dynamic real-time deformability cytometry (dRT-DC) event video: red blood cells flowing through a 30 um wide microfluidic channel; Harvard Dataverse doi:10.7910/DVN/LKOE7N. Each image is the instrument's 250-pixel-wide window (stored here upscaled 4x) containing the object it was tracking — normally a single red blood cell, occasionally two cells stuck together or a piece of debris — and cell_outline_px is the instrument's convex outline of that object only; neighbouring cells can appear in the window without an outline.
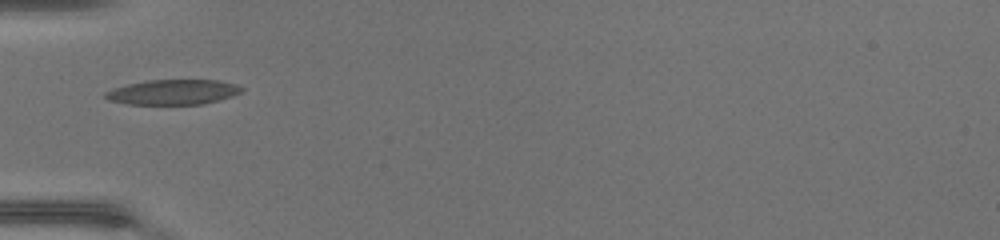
{"species": "common noctule bat (a hibernating species)", "species_latin": "Nyctalus noctula", "temperature_condition": "warm", "stored_images_in_passage": 32, "camera_frame_rate_fps": 3000, "um_per_image_px": 0.085, "animal": {"sex": "female", "body_mass_g": 17.0, "forearm_length_mm": 48.0}, "frame": {"image": 1, "passage_image": 1, "time_ms": 0.0, "image_size_px": [1000, 240], "cell_outline_px": [[244, 88], [240, 92], [232, 96], [200, 104], [128, 104], [108, 100], [104, 96], [104, 92], [112, 88], [128, 84], [148, 80], [216, 80], [236, 84]], "centroid_in_image_um": [14.66, 7.82], "position_along_channel_um": 70.3, "area_um2": 19.71}}
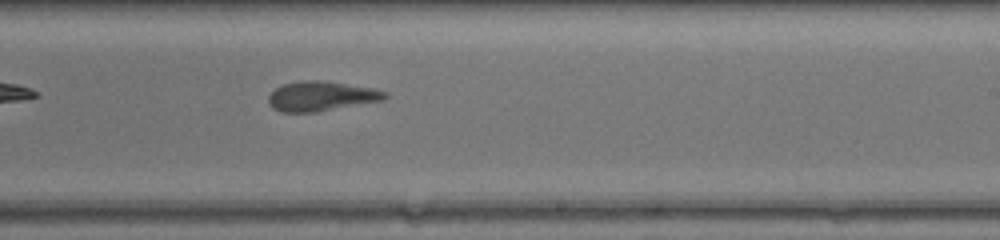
{"frame": {"image": 2, "passage_image": 14, "time_ms": 4.333, "image_size_px": [1000, 240], "cell_outline_px": [[388, 96], [384, 100], [316, 112], [280, 112], [272, 108], [268, 100], [268, 96], [276, 88], [284, 84], [304, 80], [328, 80], [372, 88], [388, 92]], "centroid_in_image_um": [27.32, 8.17], "position_along_channel_um": 261.7, "area_um2": 20.29}}
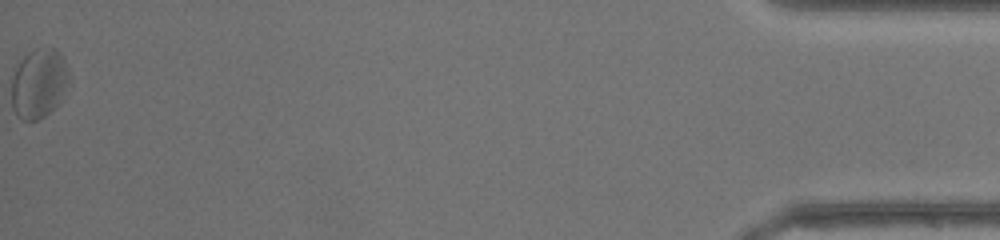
{"frame": {"image": 3, "passage_image": 32, "time_ms": 10.333, "image_size_px": [1000, 240], "cell_outline_px": [[68, 72], [64, 84], [56, 104], [44, 116], [36, 120], [24, 120], [12, 108], [12, 76], [20, 60], [32, 48], [56, 48], [60, 52], [64, 60]], "centroid_in_image_um": [3.24, 7.03], "position_along_channel_um": 432.0, "area_um2": 22.43}, "authors_computed_cell_mechanics": {"area_um2": 20.2878, "velocity_mm_per_s": 4.4396, "shape_relaxation_time_tau1_ms": null, "shape_relaxation_time_tau2_ms": 3.9261, "deformation_change_tau1": null, "deformation_change_tau2": 0.1554}}